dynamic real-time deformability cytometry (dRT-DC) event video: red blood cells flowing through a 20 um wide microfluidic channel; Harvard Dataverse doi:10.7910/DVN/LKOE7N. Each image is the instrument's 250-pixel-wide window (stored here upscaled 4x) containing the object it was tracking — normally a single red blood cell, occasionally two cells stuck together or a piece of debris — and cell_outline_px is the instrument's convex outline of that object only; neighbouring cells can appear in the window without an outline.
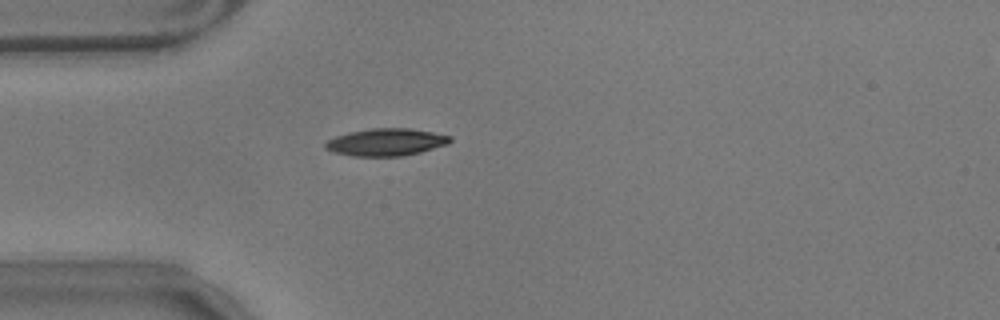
{"species": "common noctule bat (a hibernating species)", "species_latin": "Nyctalus noctula", "temperature_condition": "warm", "stored_images_in_passage": 42, "camera_frame_rate_fps": 3000, "um_per_image_px": 0.085, "animal": {"sex": "male", "body_mass_g": 17.9}, "frame": {"image": 1, "passage_image": 1, "time_ms": 0.0, "image_size_px": [1000, 320], "cell_outline_px": [[452, 140], [448, 144], [420, 152], [404, 156], [352, 156], [332, 152], [324, 148], [324, 144], [328, 140], [336, 136], [348, 132], [372, 128], [408, 128], [432, 132], [452, 136]], "centroid_in_image_um": [32.8, 12.08], "position_along_channel_um": 52.2, "area_um2": 19.94}}
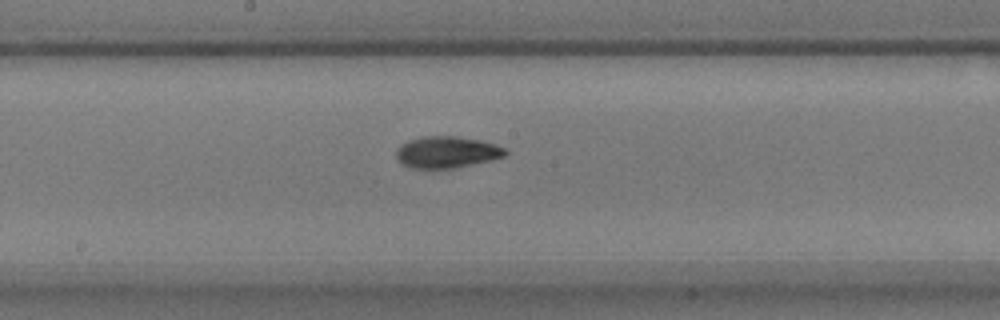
{"frame": {"image": 2, "passage_image": 15, "time_ms": 4.667, "image_size_px": [1000, 320], "cell_outline_px": [[508, 152], [504, 156], [492, 160], [452, 168], [408, 168], [400, 164], [396, 160], [396, 148], [400, 144], [408, 140], [424, 136], [456, 136], [484, 140], [508, 148]], "centroid_in_image_um": [37.97, 12.92], "position_along_channel_um": 210.2, "area_um2": 20.52}}
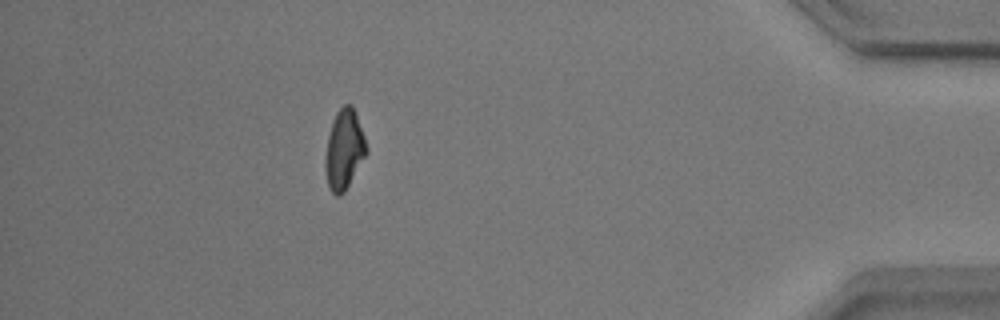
{"frame": {"image": 3, "passage_image": 36, "time_ms": 11.667, "image_size_px": [1000, 320], "cell_outline_px": [[368, 152], [344, 192], [340, 196], [336, 196], [332, 192], [328, 184], [324, 168], [324, 160], [328, 136], [336, 112], [344, 104], [352, 104], [364, 136], [368, 148]], "centroid_in_image_um": [29.25, 12.72], "position_along_channel_um": 406.0, "area_um2": 19.02}, "authors_computed_cell_mechanics": {"area_um2": 19.2474, "velocity_mm_per_s": 3.5273, "shape_relaxation_time_tau1_ms": 3.9925, "shape_relaxation_time_tau2_ms": 3.9634, "deformation_change_tau1": 0.1387, "deformation_change_tau2": 0.0915}}